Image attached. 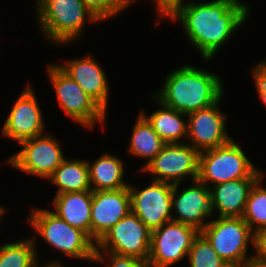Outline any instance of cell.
<instances>
[{
    "instance_id": "cell-1",
    "label": "cell",
    "mask_w": 266,
    "mask_h": 267,
    "mask_svg": "<svg viewBox=\"0 0 266 267\" xmlns=\"http://www.w3.org/2000/svg\"><path fill=\"white\" fill-rule=\"evenodd\" d=\"M249 12L247 3L240 0L191 1L178 6L167 18L181 23L190 43L207 61L245 23Z\"/></svg>"
},
{
    "instance_id": "cell-2",
    "label": "cell",
    "mask_w": 266,
    "mask_h": 267,
    "mask_svg": "<svg viewBox=\"0 0 266 267\" xmlns=\"http://www.w3.org/2000/svg\"><path fill=\"white\" fill-rule=\"evenodd\" d=\"M223 93V84L218 75L188 64L170 72L163 88L153 94L152 100L190 114L213 105Z\"/></svg>"
},
{
    "instance_id": "cell-3",
    "label": "cell",
    "mask_w": 266,
    "mask_h": 267,
    "mask_svg": "<svg viewBox=\"0 0 266 267\" xmlns=\"http://www.w3.org/2000/svg\"><path fill=\"white\" fill-rule=\"evenodd\" d=\"M37 19L47 40L68 44L81 37L85 22H99L82 0H37Z\"/></svg>"
},
{
    "instance_id": "cell-4",
    "label": "cell",
    "mask_w": 266,
    "mask_h": 267,
    "mask_svg": "<svg viewBox=\"0 0 266 267\" xmlns=\"http://www.w3.org/2000/svg\"><path fill=\"white\" fill-rule=\"evenodd\" d=\"M263 173L247 158L242 148L231 139L228 143L199 153L198 180L209 188L240 178H260Z\"/></svg>"
},
{
    "instance_id": "cell-5",
    "label": "cell",
    "mask_w": 266,
    "mask_h": 267,
    "mask_svg": "<svg viewBox=\"0 0 266 267\" xmlns=\"http://www.w3.org/2000/svg\"><path fill=\"white\" fill-rule=\"evenodd\" d=\"M32 210L28 221L50 246L72 258L93 261L96 243L84 231L70 226L52 211Z\"/></svg>"
},
{
    "instance_id": "cell-6",
    "label": "cell",
    "mask_w": 266,
    "mask_h": 267,
    "mask_svg": "<svg viewBox=\"0 0 266 267\" xmlns=\"http://www.w3.org/2000/svg\"><path fill=\"white\" fill-rule=\"evenodd\" d=\"M150 245L151 230L135 214L130 212L111 227L96 243L93 261L106 263L107 258L102 252L104 251L136 257L147 263Z\"/></svg>"
},
{
    "instance_id": "cell-7",
    "label": "cell",
    "mask_w": 266,
    "mask_h": 267,
    "mask_svg": "<svg viewBox=\"0 0 266 267\" xmlns=\"http://www.w3.org/2000/svg\"><path fill=\"white\" fill-rule=\"evenodd\" d=\"M200 232L231 267H244L250 258L247 249L253 245L254 232L242 217H218Z\"/></svg>"
},
{
    "instance_id": "cell-8",
    "label": "cell",
    "mask_w": 266,
    "mask_h": 267,
    "mask_svg": "<svg viewBox=\"0 0 266 267\" xmlns=\"http://www.w3.org/2000/svg\"><path fill=\"white\" fill-rule=\"evenodd\" d=\"M48 77L55 89L59 106L68 117L81 126L93 127L104 123L106 111L92 99L58 64H49Z\"/></svg>"
},
{
    "instance_id": "cell-9",
    "label": "cell",
    "mask_w": 266,
    "mask_h": 267,
    "mask_svg": "<svg viewBox=\"0 0 266 267\" xmlns=\"http://www.w3.org/2000/svg\"><path fill=\"white\" fill-rule=\"evenodd\" d=\"M199 232L193 226L172 220L151 231L148 267H171L187 257Z\"/></svg>"
},
{
    "instance_id": "cell-10",
    "label": "cell",
    "mask_w": 266,
    "mask_h": 267,
    "mask_svg": "<svg viewBox=\"0 0 266 267\" xmlns=\"http://www.w3.org/2000/svg\"><path fill=\"white\" fill-rule=\"evenodd\" d=\"M199 152L188 143L165 144L161 151L141 170L151 173L155 181L181 184L190 176L198 178Z\"/></svg>"
},
{
    "instance_id": "cell-11",
    "label": "cell",
    "mask_w": 266,
    "mask_h": 267,
    "mask_svg": "<svg viewBox=\"0 0 266 267\" xmlns=\"http://www.w3.org/2000/svg\"><path fill=\"white\" fill-rule=\"evenodd\" d=\"M22 149L7 160L17 170L48 179L65 159L59 141L51 135H38L19 143Z\"/></svg>"
},
{
    "instance_id": "cell-12",
    "label": "cell",
    "mask_w": 266,
    "mask_h": 267,
    "mask_svg": "<svg viewBox=\"0 0 266 267\" xmlns=\"http://www.w3.org/2000/svg\"><path fill=\"white\" fill-rule=\"evenodd\" d=\"M131 212L151 231L172 220L173 184L152 180L142 190L128 186Z\"/></svg>"
},
{
    "instance_id": "cell-13",
    "label": "cell",
    "mask_w": 266,
    "mask_h": 267,
    "mask_svg": "<svg viewBox=\"0 0 266 267\" xmlns=\"http://www.w3.org/2000/svg\"><path fill=\"white\" fill-rule=\"evenodd\" d=\"M222 98L209 107L187 114L188 144L199 153L222 146L232 139L226 132L227 116L219 111Z\"/></svg>"
},
{
    "instance_id": "cell-14",
    "label": "cell",
    "mask_w": 266,
    "mask_h": 267,
    "mask_svg": "<svg viewBox=\"0 0 266 267\" xmlns=\"http://www.w3.org/2000/svg\"><path fill=\"white\" fill-rule=\"evenodd\" d=\"M180 184L173 185L172 194V221L180 222L195 227L201 231L208 222L207 218L213 215L214 203L208 185L198 179L193 180V185L178 192Z\"/></svg>"
},
{
    "instance_id": "cell-15",
    "label": "cell",
    "mask_w": 266,
    "mask_h": 267,
    "mask_svg": "<svg viewBox=\"0 0 266 267\" xmlns=\"http://www.w3.org/2000/svg\"><path fill=\"white\" fill-rule=\"evenodd\" d=\"M44 123L33 88L27 85L11 108L3 125L2 134L20 143L44 134Z\"/></svg>"
},
{
    "instance_id": "cell-16",
    "label": "cell",
    "mask_w": 266,
    "mask_h": 267,
    "mask_svg": "<svg viewBox=\"0 0 266 267\" xmlns=\"http://www.w3.org/2000/svg\"><path fill=\"white\" fill-rule=\"evenodd\" d=\"M130 212L131 198L128 187L92 191L91 239L97 243L111 227Z\"/></svg>"
},
{
    "instance_id": "cell-17",
    "label": "cell",
    "mask_w": 266,
    "mask_h": 267,
    "mask_svg": "<svg viewBox=\"0 0 266 267\" xmlns=\"http://www.w3.org/2000/svg\"><path fill=\"white\" fill-rule=\"evenodd\" d=\"M66 63L58 66L107 111L109 86L107 76L98 61L88 55Z\"/></svg>"
},
{
    "instance_id": "cell-18",
    "label": "cell",
    "mask_w": 266,
    "mask_h": 267,
    "mask_svg": "<svg viewBox=\"0 0 266 267\" xmlns=\"http://www.w3.org/2000/svg\"><path fill=\"white\" fill-rule=\"evenodd\" d=\"M259 178H240L210 188L218 217H242L251 187Z\"/></svg>"
},
{
    "instance_id": "cell-19",
    "label": "cell",
    "mask_w": 266,
    "mask_h": 267,
    "mask_svg": "<svg viewBox=\"0 0 266 267\" xmlns=\"http://www.w3.org/2000/svg\"><path fill=\"white\" fill-rule=\"evenodd\" d=\"M91 204L92 190L56 194L52 212L91 238Z\"/></svg>"
},
{
    "instance_id": "cell-20",
    "label": "cell",
    "mask_w": 266,
    "mask_h": 267,
    "mask_svg": "<svg viewBox=\"0 0 266 267\" xmlns=\"http://www.w3.org/2000/svg\"><path fill=\"white\" fill-rule=\"evenodd\" d=\"M92 191L119 190L128 187L124 177V163L113 154L104 153L93 163L87 161Z\"/></svg>"
},
{
    "instance_id": "cell-21",
    "label": "cell",
    "mask_w": 266,
    "mask_h": 267,
    "mask_svg": "<svg viewBox=\"0 0 266 267\" xmlns=\"http://www.w3.org/2000/svg\"><path fill=\"white\" fill-rule=\"evenodd\" d=\"M158 110L147 116L145 112L139 111L151 124L154 131L166 143H185L182 138H187V122L183 116H187L181 111L174 110L163 103Z\"/></svg>"
},
{
    "instance_id": "cell-22",
    "label": "cell",
    "mask_w": 266,
    "mask_h": 267,
    "mask_svg": "<svg viewBox=\"0 0 266 267\" xmlns=\"http://www.w3.org/2000/svg\"><path fill=\"white\" fill-rule=\"evenodd\" d=\"M48 180L58 187L57 194L91 190L87 160L64 159Z\"/></svg>"
},
{
    "instance_id": "cell-23",
    "label": "cell",
    "mask_w": 266,
    "mask_h": 267,
    "mask_svg": "<svg viewBox=\"0 0 266 267\" xmlns=\"http://www.w3.org/2000/svg\"><path fill=\"white\" fill-rule=\"evenodd\" d=\"M166 143L154 131L148 120L140 113L133 127L129 153L147 159L142 169L161 151Z\"/></svg>"
},
{
    "instance_id": "cell-24",
    "label": "cell",
    "mask_w": 266,
    "mask_h": 267,
    "mask_svg": "<svg viewBox=\"0 0 266 267\" xmlns=\"http://www.w3.org/2000/svg\"><path fill=\"white\" fill-rule=\"evenodd\" d=\"M36 236L9 242L0 246V267H35L39 262L36 253Z\"/></svg>"
},
{
    "instance_id": "cell-25",
    "label": "cell",
    "mask_w": 266,
    "mask_h": 267,
    "mask_svg": "<svg viewBox=\"0 0 266 267\" xmlns=\"http://www.w3.org/2000/svg\"><path fill=\"white\" fill-rule=\"evenodd\" d=\"M262 178L251 187L242 215L253 232L266 227V188L261 186Z\"/></svg>"
},
{
    "instance_id": "cell-26",
    "label": "cell",
    "mask_w": 266,
    "mask_h": 267,
    "mask_svg": "<svg viewBox=\"0 0 266 267\" xmlns=\"http://www.w3.org/2000/svg\"><path fill=\"white\" fill-rule=\"evenodd\" d=\"M187 258L190 267H231L216 253L201 232L194 238Z\"/></svg>"
},
{
    "instance_id": "cell-27",
    "label": "cell",
    "mask_w": 266,
    "mask_h": 267,
    "mask_svg": "<svg viewBox=\"0 0 266 267\" xmlns=\"http://www.w3.org/2000/svg\"><path fill=\"white\" fill-rule=\"evenodd\" d=\"M86 7L99 20L113 18L129 7L132 2L129 0H82ZM113 16V17H112Z\"/></svg>"
},
{
    "instance_id": "cell-28",
    "label": "cell",
    "mask_w": 266,
    "mask_h": 267,
    "mask_svg": "<svg viewBox=\"0 0 266 267\" xmlns=\"http://www.w3.org/2000/svg\"><path fill=\"white\" fill-rule=\"evenodd\" d=\"M252 73L257 93L266 106V61L258 63Z\"/></svg>"
},
{
    "instance_id": "cell-29",
    "label": "cell",
    "mask_w": 266,
    "mask_h": 267,
    "mask_svg": "<svg viewBox=\"0 0 266 267\" xmlns=\"http://www.w3.org/2000/svg\"><path fill=\"white\" fill-rule=\"evenodd\" d=\"M105 255L109 256L108 267H148L147 263L139 258L131 257V256H122L115 253H107L104 252Z\"/></svg>"
},
{
    "instance_id": "cell-30",
    "label": "cell",
    "mask_w": 266,
    "mask_h": 267,
    "mask_svg": "<svg viewBox=\"0 0 266 267\" xmlns=\"http://www.w3.org/2000/svg\"><path fill=\"white\" fill-rule=\"evenodd\" d=\"M154 1V0H153ZM184 0H155L156 8L158 9V15L159 19L156 21V23H159V20L168 15H170L178 6L184 4ZM161 18V19H160Z\"/></svg>"
},
{
    "instance_id": "cell-31",
    "label": "cell",
    "mask_w": 266,
    "mask_h": 267,
    "mask_svg": "<svg viewBox=\"0 0 266 267\" xmlns=\"http://www.w3.org/2000/svg\"><path fill=\"white\" fill-rule=\"evenodd\" d=\"M253 246L256 249L254 256L266 258V227L254 232Z\"/></svg>"
},
{
    "instance_id": "cell-32",
    "label": "cell",
    "mask_w": 266,
    "mask_h": 267,
    "mask_svg": "<svg viewBox=\"0 0 266 267\" xmlns=\"http://www.w3.org/2000/svg\"><path fill=\"white\" fill-rule=\"evenodd\" d=\"M244 267H266V258L250 255Z\"/></svg>"
},
{
    "instance_id": "cell-33",
    "label": "cell",
    "mask_w": 266,
    "mask_h": 267,
    "mask_svg": "<svg viewBox=\"0 0 266 267\" xmlns=\"http://www.w3.org/2000/svg\"><path fill=\"white\" fill-rule=\"evenodd\" d=\"M57 262V263H56ZM40 262H38L35 267H39ZM41 267H62L61 262L59 263L58 261L55 262H50V263H46L44 264V266L42 265Z\"/></svg>"
},
{
    "instance_id": "cell-34",
    "label": "cell",
    "mask_w": 266,
    "mask_h": 267,
    "mask_svg": "<svg viewBox=\"0 0 266 267\" xmlns=\"http://www.w3.org/2000/svg\"><path fill=\"white\" fill-rule=\"evenodd\" d=\"M6 209H3L2 206H0V220H1V217L3 216V213H5Z\"/></svg>"
}]
</instances>
